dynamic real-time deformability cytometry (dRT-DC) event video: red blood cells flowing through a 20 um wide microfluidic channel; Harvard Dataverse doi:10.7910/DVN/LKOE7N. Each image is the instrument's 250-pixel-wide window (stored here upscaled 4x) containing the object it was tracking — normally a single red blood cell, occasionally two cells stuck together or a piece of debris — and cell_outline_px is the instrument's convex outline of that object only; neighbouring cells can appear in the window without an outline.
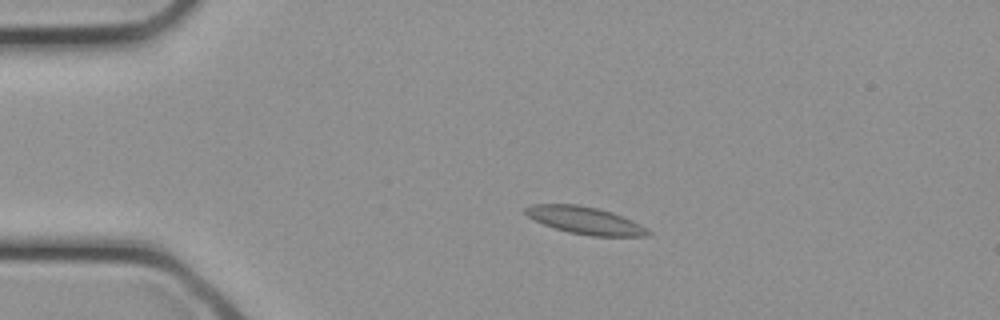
{"species": "common noctule bat (a hibernating species)", "species_latin": "Nyctalus noctula", "temperature_condition": "cold", "stored_images_in_passage": 8, "camera_frame_rate_fps": 3000, "um_per_image_px": 0.085, "animal": {"sex": "female", "body_mass_g": 21.9}, "frame": {"image": 1, "passage_image": 3, "time_ms": 0.667, "image_size_px": [1000, 320], "cell_outline_px": [[652, 232], [648, 236], [592, 236], [568, 232], [544, 224], [528, 216], [524, 212], [524, 208], [532, 204], [576, 204], [596, 208], [612, 212], [632, 220], [648, 228]], "centroid_in_image_um": [49.76, 18.73], "position_along_channel_um": 35.2, "area_um2": 19.42}}